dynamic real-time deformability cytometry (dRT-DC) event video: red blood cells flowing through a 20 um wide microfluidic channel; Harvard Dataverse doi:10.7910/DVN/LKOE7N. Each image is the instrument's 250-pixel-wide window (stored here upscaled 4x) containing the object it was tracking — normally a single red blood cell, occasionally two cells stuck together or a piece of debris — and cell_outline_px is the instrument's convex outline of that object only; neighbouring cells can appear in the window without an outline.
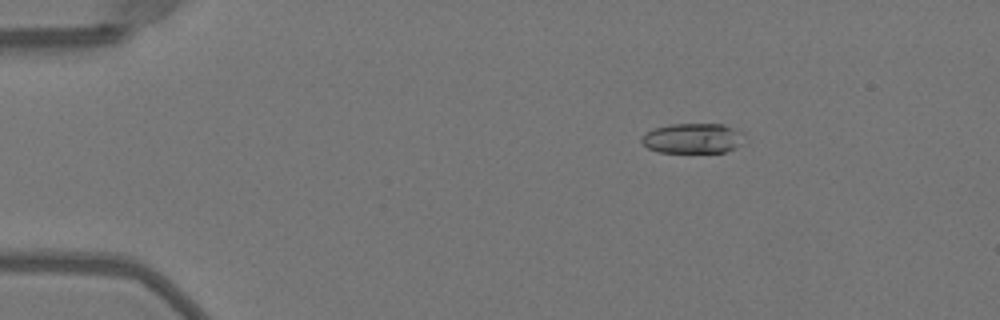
{"species": "Egyptian fruit bat (a non-hibernating species)", "species_latin": "Rousettus aegyptiacus", "temperature_condition": "warm", "stored_images_in_passage": 45, "camera_frame_rate_fps": 3000, "um_per_image_px": 0.085, "animal": {"sex": "female"}, "frame": {"image": 1, "passage_image": 3, "time_ms": 0.667, "image_size_px": [1000, 320], "cell_outline_px": [[744, 144], [724, 152], [656, 152], [648, 148], [640, 140], [652, 128], [668, 124], [720, 124], [732, 128], [740, 132]], "centroid_in_image_um": [58.86, 11.76], "position_along_channel_um": 26.1, "area_um2": 17.86}}
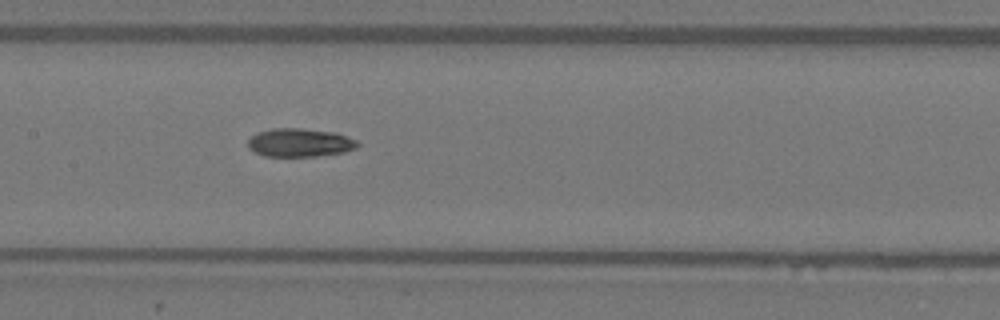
{"frame": {"image": 2, "passage_image": 20, "time_ms": 6.333, "image_size_px": [1000, 320], "cell_outline_px": [[360, 144], [356, 148], [344, 152], [316, 156], [264, 156], [248, 148], [248, 140], [252, 136], [260, 132], [272, 128], [300, 128], [332, 132], [348, 136], [356, 140]], "centroid_in_image_um": [25.5, 12.12], "position_along_channel_um": 181.9, "area_um2": 18.03}}
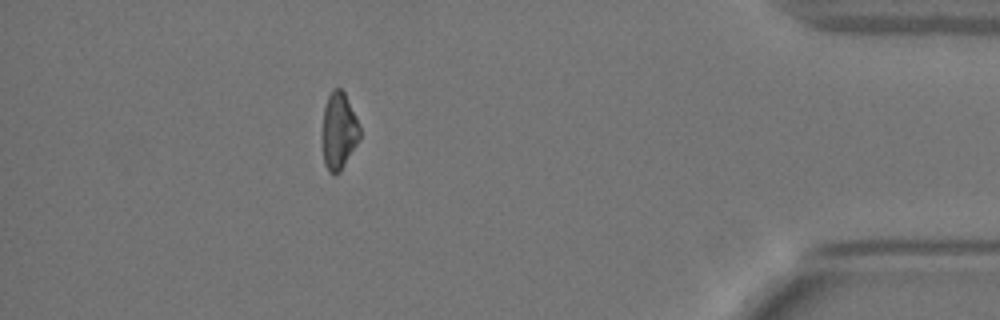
{"frame": {"image": 3, "passage_image": 40, "time_ms": 13.0, "image_size_px": [1000, 320], "cell_outline_px": [[360, 140], [340, 172], [328, 172], [324, 164], [324, 108], [328, 96], [332, 88], [340, 88], [344, 92], [356, 116], [360, 128]], "centroid_in_image_um": [28.84, 11.12], "position_along_channel_um": 406.4, "area_um2": 16.47}, "authors_computed_cell_mechanics": {"area_um2": 17.8602, "velocity_mm_per_s": 4.052, "shape_relaxation_time_tau1_ms": 4.2228, "shape_relaxation_time_tau2_ms": 6.2271, "deformation_change_tau1": 0.1643, "deformation_change_tau2": 0.104}}